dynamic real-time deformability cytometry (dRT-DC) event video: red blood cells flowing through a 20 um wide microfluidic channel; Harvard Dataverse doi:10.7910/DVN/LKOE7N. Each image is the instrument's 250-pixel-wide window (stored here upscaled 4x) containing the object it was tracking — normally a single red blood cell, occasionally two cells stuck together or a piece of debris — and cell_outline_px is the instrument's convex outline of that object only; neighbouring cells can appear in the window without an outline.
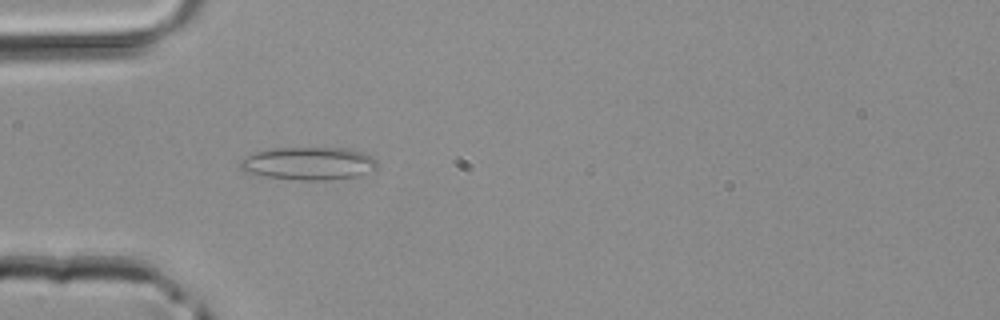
{"species": "common noctule bat (a hibernating species)", "species_latin": "Nyctalus noctula", "temperature_condition": "room temperature", "stored_images_in_passage": 3, "camera_frame_rate_fps": 3000, "um_per_image_px": 0.085, "animal": {"sex": "male", "body_mass_g": 20.4}, "frame": {"image": 1, "passage_image": 3, "time_ms": 0.667, "image_size_px": [1000, 320], "cell_outline_px": [[376, 168], [356, 176], [324, 180], [304, 180], [268, 176], [248, 172], [240, 168], [240, 164], [248, 156], [256, 152], [276, 148], [348, 148], [364, 152], [372, 156], [376, 160]], "centroid_in_image_um": [26.3, 13.88], "position_along_channel_um": 58.7, "area_um2": 25.66}}